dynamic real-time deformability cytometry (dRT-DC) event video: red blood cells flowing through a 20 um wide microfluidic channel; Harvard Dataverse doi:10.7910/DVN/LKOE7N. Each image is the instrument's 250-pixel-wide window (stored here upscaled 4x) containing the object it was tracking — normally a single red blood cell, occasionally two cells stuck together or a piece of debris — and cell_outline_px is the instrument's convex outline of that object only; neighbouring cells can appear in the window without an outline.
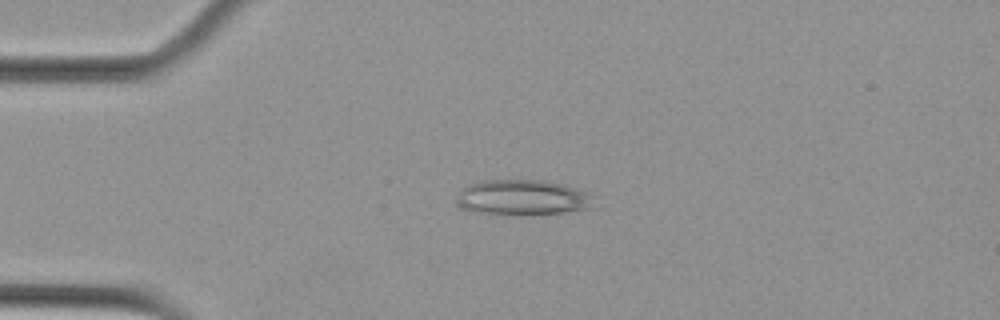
{"species": "Egyptian fruit bat (a non-hibernating species)", "species_latin": "Rousettus aegyptiacus", "temperature_condition": "cold", "stored_images_in_passage": 34, "camera_frame_rate_fps": 3000, "um_per_image_px": 0.085, "animal": {"sex": "female"}, "frame": {"image": 1, "passage_image": 1, "time_ms": 0.0, "image_size_px": [1000, 320], "cell_outline_px": [[596, 196], [592, 208], [564, 212], [484, 212], [460, 208], [456, 204], [456, 200], [460, 192], [468, 184], [484, 180], [548, 180], [564, 184]], "centroid_in_image_um": [44.47, 16.73], "position_along_channel_um": 40.5, "area_um2": 27.46}}
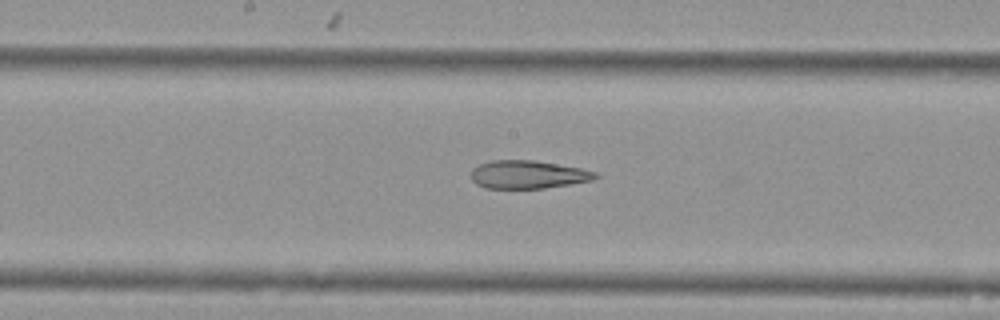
{"frame": {"image": 2, "passage_image": 17, "time_ms": 5.333, "image_size_px": [1000, 320], "cell_outline_px": [[600, 176], [592, 180], [544, 188], [484, 188], [476, 184], [472, 180], [472, 168], [480, 164], [492, 160], [532, 160], [580, 168], [596, 172]], "centroid_in_image_um": [44.85, 14.83], "position_along_channel_um": 203.3, "area_um2": 20.17}}
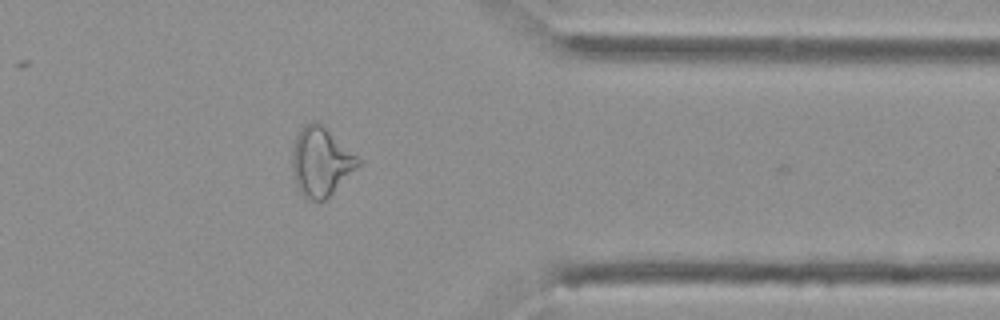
{"frame": {"image": 3, "passage_image": 33, "time_ms": 10.667, "image_size_px": [1000, 320], "cell_outline_px": [[360, 164], [324, 200], [312, 200], [304, 196], [296, 184], [292, 168], [292, 152], [296, 136], [304, 124], [312, 120], [316, 120], [324, 124], [360, 160]], "centroid_in_image_um": [27.25, 13.68], "position_along_channel_um": 384.2, "area_um2": 26.01}}